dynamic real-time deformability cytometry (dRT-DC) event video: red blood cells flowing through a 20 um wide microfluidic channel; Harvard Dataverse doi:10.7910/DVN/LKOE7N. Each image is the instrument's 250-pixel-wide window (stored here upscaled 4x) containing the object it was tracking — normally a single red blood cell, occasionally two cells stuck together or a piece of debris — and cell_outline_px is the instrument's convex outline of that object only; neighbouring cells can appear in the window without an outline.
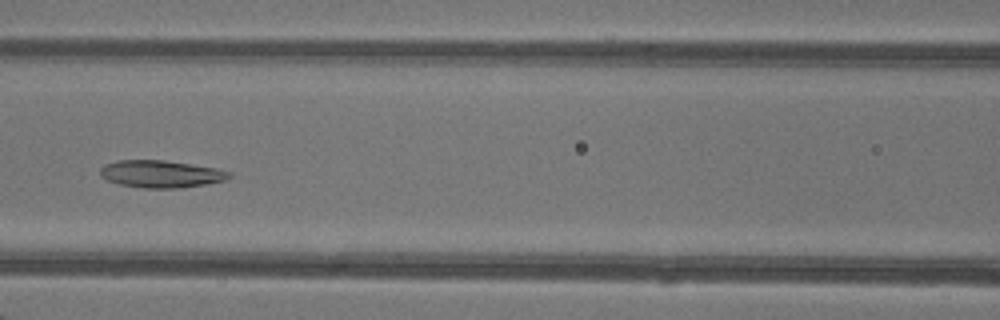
{"species": "common noctule bat (a hibernating species)", "species_latin": "Nyctalus noctula", "temperature_condition": "warm", "stored_images_in_passage": 45, "camera_frame_rate_fps": 3000, "um_per_image_px": 0.085, "animal": {"sex": "female"}, "frame": {"image": 1, "passage_image": 19, "time_ms": 6.0, "image_size_px": [1000, 320], "cell_outline_px": [[232, 176], [228, 180], [180, 188], [144, 188], [120, 184], [108, 180], [100, 176], [100, 168], [104, 164], [116, 160], [164, 160], [216, 168], [232, 172]], "centroid_in_image_um": [13.69, 14.78], "position_along_channel_um": 152.9, "area_um2": 20.58}}
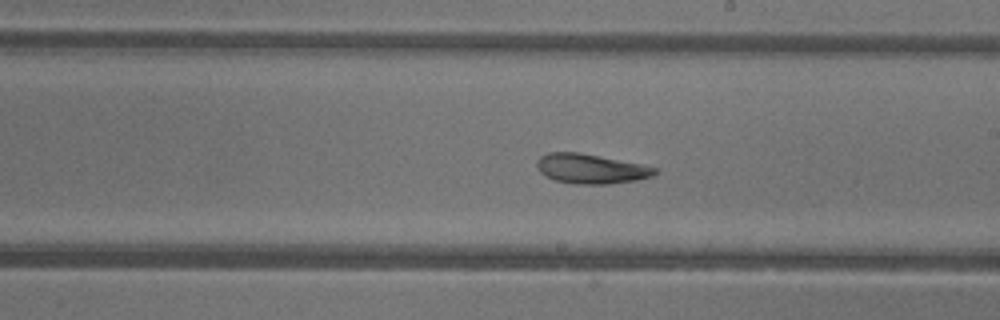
{"frame": {"image": 2, "passage_image": 25, "time_ms": 8.0, "image_size_px": [1000, 320], "cell_outline_px": [[660, 172], [652, 176], [636, 180], [612, 184], [572, 184], [556, 180], [544, 176], [536, 168], [536, 160], [540, 156], [548, 152], [580, 152], [640, 164], [656, 168]], "centroid_in_image_um": [50.19, 14.35], "position_along_channel_um": 238.8, "area_um2": 20.58}}
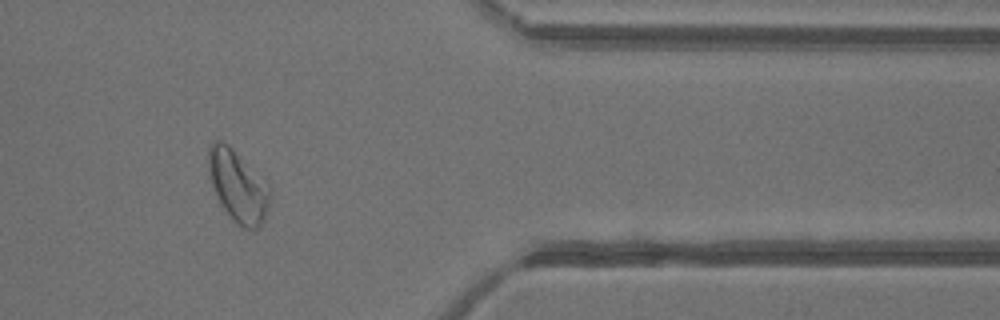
{"frame": {"image": 3, "passage_image": 37, "time_ms": 12.0, "image_size_px": [1000, 320], "cell_outline_px": [[272, 196], [264, 220], [256, 228], [244, 228], [220, 204], [216, 196], [208, 176], [208, 148], [212, 140], [220, 140], [228, 144], [272, 188]], "centroid_in_image_um": [20.22, 15.77], "position_along_channel_um": 391.2, "area_um2": 25.49}, "authors_computed_cell_mechanics": {"area_um2": 24.2182, "velocity_mm_per_s": 4.3114, "shape_relaxation_time_tau1_ms": null, "shape_relaxation_time_tau2_ms": 2.5492, "deformation_change_tau1": null, "deformation_change_tau2": 0.1046}}